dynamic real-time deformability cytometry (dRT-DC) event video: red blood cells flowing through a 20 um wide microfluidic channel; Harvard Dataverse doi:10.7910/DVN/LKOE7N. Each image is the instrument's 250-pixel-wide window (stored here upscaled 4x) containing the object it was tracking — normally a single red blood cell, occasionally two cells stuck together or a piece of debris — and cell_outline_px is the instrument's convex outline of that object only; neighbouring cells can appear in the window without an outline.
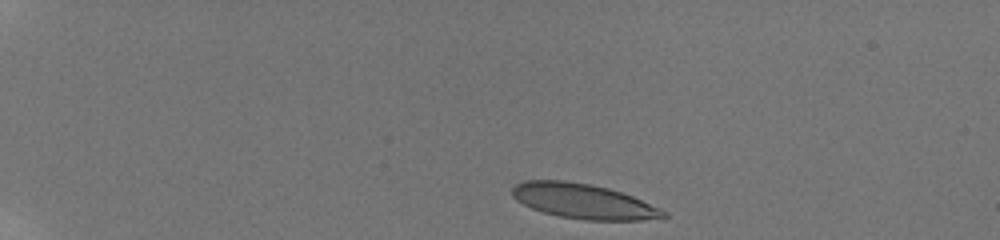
{"species": "human", "species_latin": "Homo sapiens", "temperature_condition": "room temperature", "stored_images_in_passage": 27, "camera_frame_rate_fps": 3000, "um_per_image_px": 0.085, "donor": {"sex": "male"}, "frame": {"image": 1, "passage_image": 1, "time_ms": 0.0, "image_size_px": [1000, 240], "cell_outline_px": [[668, 216], [640, 220], [584, 220], [560, 216], [544, 212], [532, 208], [516, 200], [512, 196], [512, 188], [516, 184], [524, 180], [564, 180], [592, 184], [608, 188], [632, 196], [660, 208], [668, 212]], "centroid_in_image_um": [49.57, 17.09], "position_along_channel_um": 35.4, "area_um2": 30.63}}
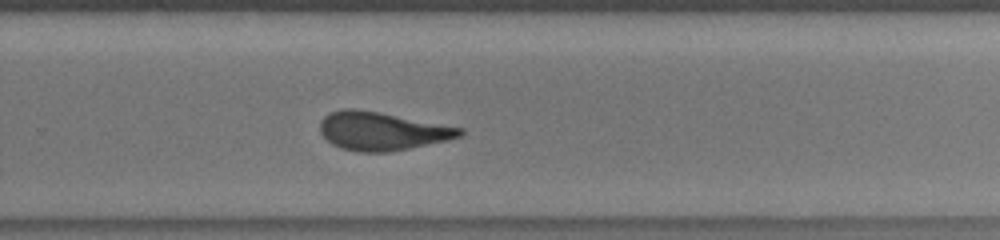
{"frame": {"image": 2, "passage_image": 18, "time_ms": 9.333, "image_size_px": [1000, 240], "cell_outline_px": [[464, 132], [460, 136], [448, 140], [388, 152], [356, 152], [340, 148], [332, 144], [320, 132], [320, 120], [328, 112], [344, 108], [352, 108], [380, 112], [464, 128]], "centroid_in_image_um": [32.43, 11.13], "position_along_channel_um": 297.4, "area_um2": 31.27}}
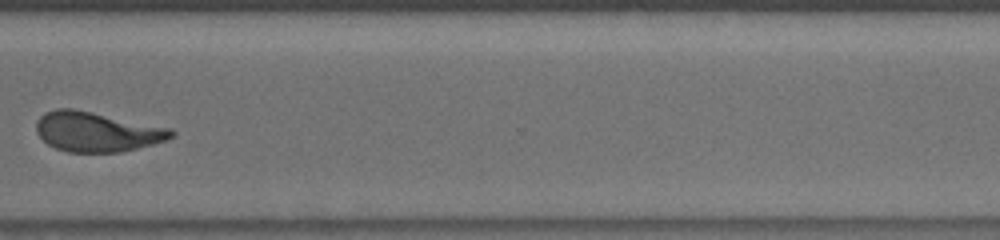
{"frame": {"image": 3, "passage_image": 21, "time_ms": 11.0, "image_size_px": [1000, 240], "cell_outline_px": [[176, 132], [168, 140], [120, 152], [68, 152], [56, 148], [48, 144], [36, 132], [36, 124], [40, 116], [44, 112], [56, 108], [72, 108], [172, 128]], "centroid_in_image_um": [8.23, 11.19], "position_along_channel_um": 362.4, "area_um2": 31.21}, "authors_computed_cell_mechanics": {"area_um2": 31.2698, "velocity_mm_per_s": 3.8832, "shape_relaxation_time_tau1_ms": 10.9189, "shape_relaxation_time_tau2_ms": 1.3192, "deformation_change_tau1": 0.2757, "deformation_change_tau2": 0.0798}}